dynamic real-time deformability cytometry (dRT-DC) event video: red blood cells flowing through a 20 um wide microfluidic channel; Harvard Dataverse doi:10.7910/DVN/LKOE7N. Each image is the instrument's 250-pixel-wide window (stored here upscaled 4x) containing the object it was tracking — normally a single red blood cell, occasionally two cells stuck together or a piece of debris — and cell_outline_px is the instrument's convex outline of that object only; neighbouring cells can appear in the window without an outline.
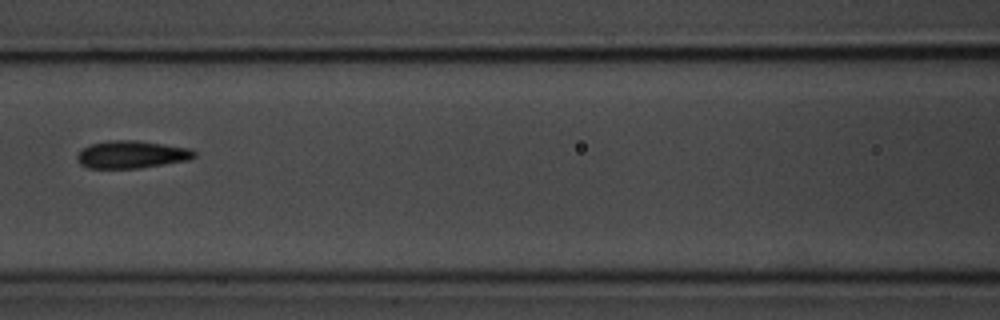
{"species": "common noctule bat (a hibernating species)", "species_latin": "Nyctalus noctula", "temperature_condition": "room temperature", "stored_images_in_passage": 7, "camera_frame_rate_fps": 3000, "um_per_image_px": 0.085, "animal": {"sex": "male", "body_mass_g": 20.1, "forearm_length_mm": 53.5}, "frame": {"image": 1, "passage_image": 4, "time_ms": 3.667, "image_size_px": [1000, 320], "cell_outline_px": [[196, 156], [188, 160], [140, 168], [88, 168], [80, 164], [76, 160], [76, 156], [80, 148], [88, 144], [108, 140], [136, 140], [164, 144], [188, 148], [196, 152]], "centroid_in_image_um": [11.12, 13.12], "position_along_channel_um": 155.5, "area_um2": 19.02}}
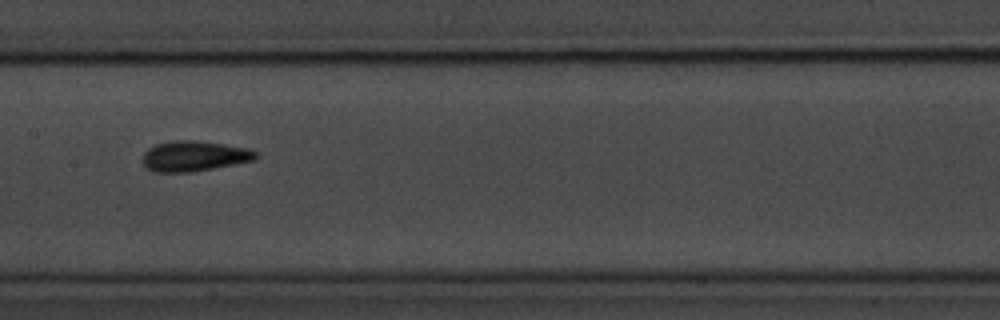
{"frame": {"image": 2, "passage_image": 5, "time_ms": 4.667, "image_size_px": [1000, 320], "cell_outline_px": [[260, 156], [252, 160], [212, 168], [188, 172], [156, 172], [148, 168], [144, 164], [144, 152], [148, 148], [156, 144], [172, 140], [196, 140], [252, 148]], "centroid_in_image_um": [16.52, 13.24], "position_along_channel_um": 190.9, "area_um2": 19.88}}